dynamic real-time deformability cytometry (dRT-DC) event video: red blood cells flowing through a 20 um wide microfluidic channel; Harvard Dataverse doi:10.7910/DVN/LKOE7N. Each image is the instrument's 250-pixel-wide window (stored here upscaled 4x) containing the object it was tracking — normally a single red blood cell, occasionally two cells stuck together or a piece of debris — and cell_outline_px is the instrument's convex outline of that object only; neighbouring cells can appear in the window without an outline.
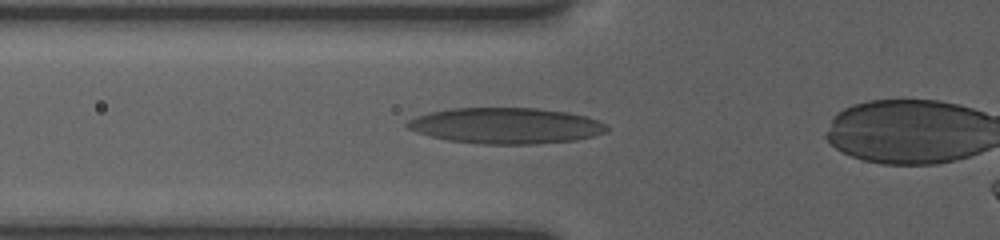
{"species": "human", "species_latin": "Homo sapiens", "temperature_condition": "room temperature", "stored_images_in_passage": 15, "camera_frame_rate_fps": 3000, "um_per_image_px": 0.085, "donor": {"sex": "female"}, "frame": {"image": 1, "passage_image": 3, "time_ms": 1.0, "image_size_px": [1000, 240], "cell_outline_px": [[608, 132], [576, 140], [536, 144], [484, 144], [448, 140], [416, 132], [408, 128], [404, 124], [408, 120], [416, 116], [428, 112], [452, 108], [536, 108], [568, 112], [588, 116], [608, 124]], "centroid_in_image_um": [43.03, 10.68], "position_along_channel_um": 82.8, "area_um2": 42.02}}
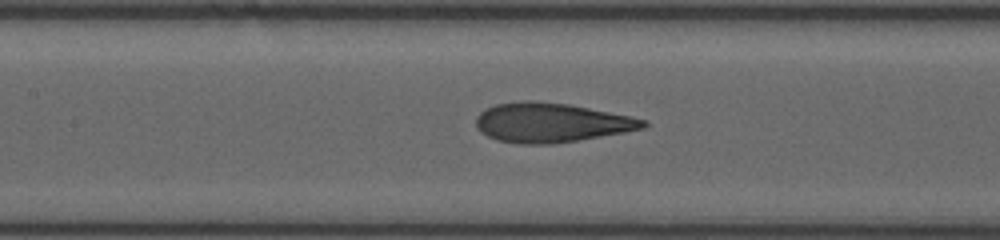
{"frame": {"image": 2, "passage_image": 8, "time_ms": 3.0, "image_size_px": [1000, 240], "cell_outline_px": [[648, 124], [644, 128], [624, 132], [576, 140], [548, 144], [520, 144], [496, 140], [480, 132], [476, 128], [476, 116], [484, 108], [496, 104], [520, 100], [536, 100], [568, 104], [632, 116], [648, 120]], "centroid_in_image_um": [46.81, 10.41], "position_along_channel_um": 160.6, "area_um2": 38.55}}
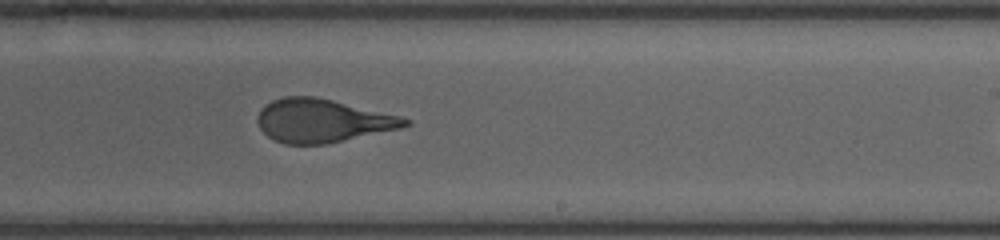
{"frame": {"image": 3, "passage_image": 14, "time_ms": 5.667, "image_size_px": [1000, 240], "cell_outline_px": [[412, 124], [400, 128], [324, 144], [284, 144], [268, 136], [260, 128], [256, 120], [256, 116], [260, 108], [272, 100], [284, 96], [316, 96], [400, 116], [412, 120]], "centroid_in_image_um": [27.37, 10.24], "position_along_channel_um": 261.6, "area_um2": 37.11}}